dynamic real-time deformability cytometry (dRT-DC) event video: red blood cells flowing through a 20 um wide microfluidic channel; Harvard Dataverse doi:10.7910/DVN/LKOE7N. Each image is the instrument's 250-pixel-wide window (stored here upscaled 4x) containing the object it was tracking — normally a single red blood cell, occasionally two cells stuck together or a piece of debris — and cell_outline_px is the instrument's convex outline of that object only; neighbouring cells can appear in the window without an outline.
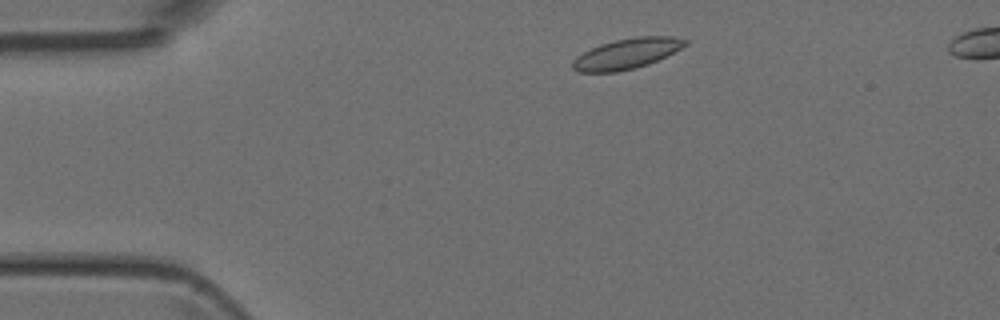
{"species": "Egyptian fruit bat (a non-hibernating species)", "species_latin": "Rousettus aegyptiacus", "temperature_condition": "room temperature", "stored_images_in_passage": 3, "camera_frame_rate_fps": 3000, "um_per_image_px": 0.085, "animal": {"sex": "female"}, "frame": {"image": 1, "passage_image": 1, "time_ms": 0.0, "image_size_px": [1000, 320], "cell_outline_px": [[688, 44], [648, 64], [616, 72], [580, 72], [572, 68], [572, 60], [576, 56], [600, 44], [616, 40], [636, 36], [672, 36], [688, 40]], "centroid_in_image_um": [53.25, 4.55], "position_along_channel_um": 31.8, "area_um2": 19.65}}